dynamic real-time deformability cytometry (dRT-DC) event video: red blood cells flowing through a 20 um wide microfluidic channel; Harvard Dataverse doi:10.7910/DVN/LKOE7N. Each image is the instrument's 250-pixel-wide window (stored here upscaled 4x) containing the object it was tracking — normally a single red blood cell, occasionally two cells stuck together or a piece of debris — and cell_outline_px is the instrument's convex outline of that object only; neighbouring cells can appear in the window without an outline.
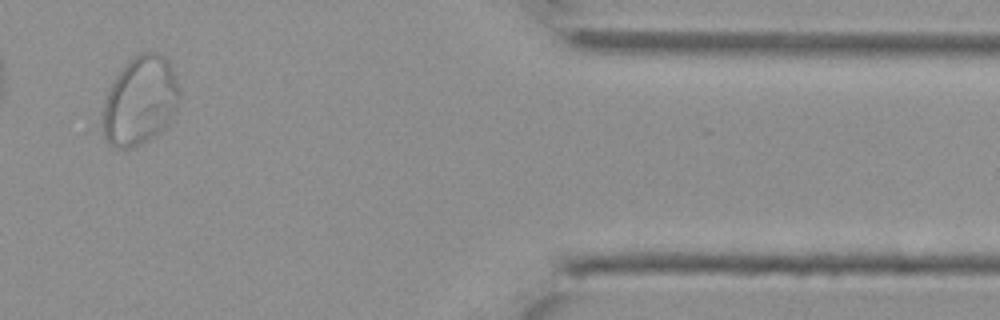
{"species": "Egyptian fruit bat (a non-hibernating species)", "species_latin": "Rousettus aegyptiacus", "temperature_condition": "cold", "stored_images_in_passage": 29, "segment_of_instrument_passage": [2, 2], "camera_frame_rate_fps": 3000, "um_per_image_px": 0.085, "animal": {"sex": "female"}, "frame": {"image": 1, "passage_image": 24, "time_ms": 7.667, "image_size_px": [1000, 320], "cell_outline_px": [[180, 100], [176, 108], [164, 128], [148, 140], [132, 148], [116, 148], [108, 144], [96, 132], [104, 104], [108, 92], [116, 76], [124, 64], [132, 56], [140, 52], [156, 52], [164, 56], [168, 60], [176, 76], [180, 96]], "centroid_in_image_um": [11.83, 8.6], "position_along_channel_um": 399.6, "area_um2": 40.52}}